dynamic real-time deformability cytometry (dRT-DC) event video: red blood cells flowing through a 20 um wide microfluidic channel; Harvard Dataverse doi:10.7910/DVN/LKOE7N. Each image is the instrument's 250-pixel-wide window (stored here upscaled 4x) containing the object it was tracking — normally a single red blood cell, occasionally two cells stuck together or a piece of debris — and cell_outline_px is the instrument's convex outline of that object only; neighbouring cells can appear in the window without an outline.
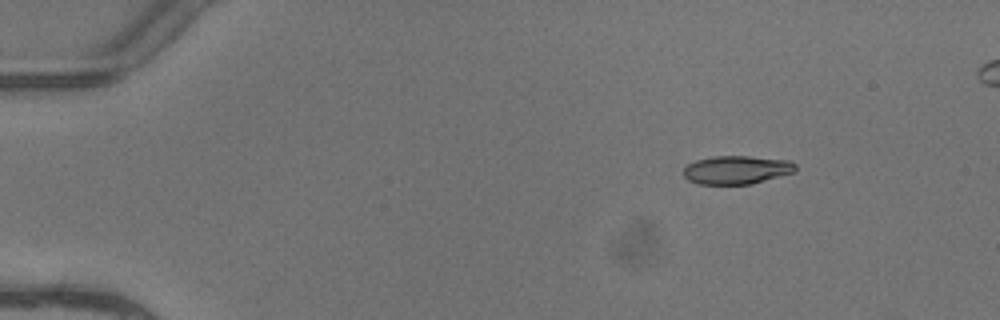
{"species": "common noctule bat (a hibernating species)", "species_latin": "Nyctalus noctula", "temperature_condition": "warm", "stored_images_in_passage": 7, "camera_frame_rate_fps": 3000, "um_per_image_px": 0.085, "animal": {"sex": "female"}, "frame": {"image": 1, "passage_image": 2, "time_ms": 0.333, "image_size_px": [1000, 320], "cell_outline_px": [[796, 172], [752, 184], [696, 184], [688, 180], [684, 176], [684, 168], [688, 164], [696, 160], [712, 156], [748, 156], [792, 160], [796, 164]], "centroid_in_image_um": [62.65, 14.44], "position_along_channel_um": 22.4, "area_um2": 18.79}}
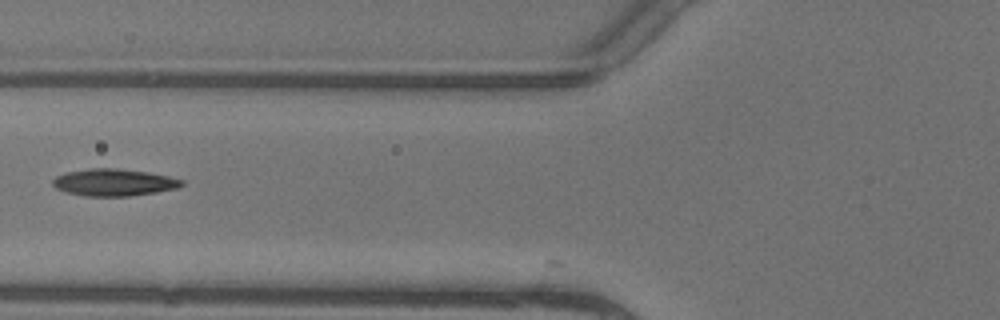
{"frame": {"image": 2, "passage_image": 6, "time_ms": 1.667, "image_size_px": [1000, 320], "cell_outline_px": [[184, 184], [176, 188], [156, 192], [128, 196], [84, 196], [68, 192], [56, 188], [52, 184], [52, 180], [56, 176], [64, 172], [92, 168], [116, 168], [148, 172], [168, 176], [184, 180]], "centroid_in_image_um": [9.66, 15.5], "position_along_channel_um": 116.1, "area_um2": 20.29}}
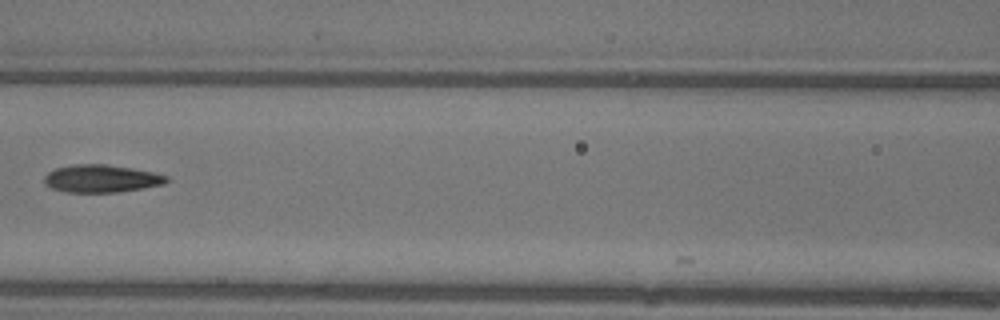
{"frame": {"image": 3, "passage_image": 7, "time_ms": 2.0, "image_size_px": [1000, 320], "cell_outline_px": [[168, 180], [164, 184], [144, 188], [116, 192], [68, 192], [52, 188], [44, 184], [44, 176], [48, 172], [56, 168], [76, 164], [104, 164], [132, 168], [152, 172], [168, 176]], "centroid_in_image_um": [8.61, 15.18], "position_along_channel_um": 158.0, "area_um2": 19.59}}